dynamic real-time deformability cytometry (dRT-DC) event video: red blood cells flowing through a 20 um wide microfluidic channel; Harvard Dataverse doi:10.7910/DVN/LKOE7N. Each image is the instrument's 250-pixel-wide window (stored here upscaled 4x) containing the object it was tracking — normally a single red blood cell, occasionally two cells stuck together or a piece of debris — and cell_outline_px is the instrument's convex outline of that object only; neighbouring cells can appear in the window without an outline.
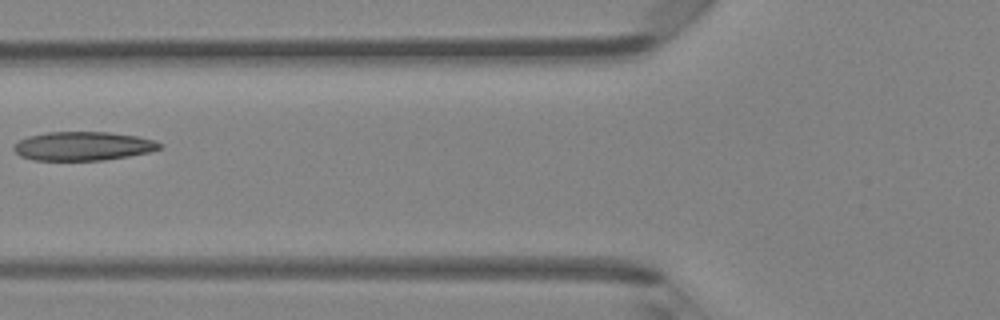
{"species": "Egyptian fruit bat (a non-hibernating species)", "species_latin": "Rousettus aegyptiacus", "temperature_condition": "room temperature", "stored_images_in_passage": 3, "camera_frame_rate_fps": 3000, "um_per_image_px": 0.085, "animal": {"sex": "female"}, "frame": {"image": 1, "passage_image": 3, "time_ms": 0.667, "image_size_px": [1000, 320], "cell_outline_px": [[164, 148], [148, 152], [128, 156], [104, 160], [32, 160], [20, 156], [12, 148], [20, 140], [28, 136], [48, 132], [108, 132], [136, 136], [156, 140], [164, 144]], "centroid_in_image_um": [7.1, 12.42], "position_along_channel_um": 118.7, "area_um2": 24.57}}